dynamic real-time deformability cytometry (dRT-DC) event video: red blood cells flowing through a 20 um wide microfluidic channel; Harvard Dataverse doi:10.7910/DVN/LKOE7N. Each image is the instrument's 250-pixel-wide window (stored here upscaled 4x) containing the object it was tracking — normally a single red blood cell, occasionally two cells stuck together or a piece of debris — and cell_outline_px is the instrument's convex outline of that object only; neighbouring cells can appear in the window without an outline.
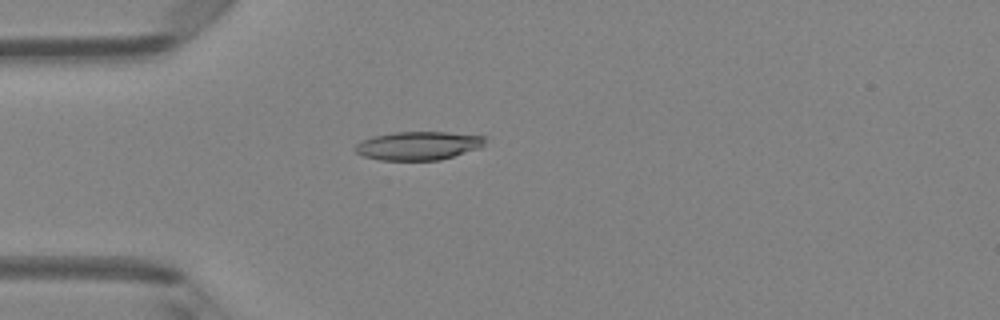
{"species": "Egyptian fruit bat (a non-hibernating species)", "species_latin": "Rousettus aegyptiacus", "temperature_condition": "room temperature", "stored_images_in_passage": 49, "camera_frame_rate_fps": 3000, "um_per_image_px": 0.085, "animal": {"sex": "female"}, "frame": {"image": 1, "passage_image": 14, "time_ms": 4.333, "image_size_px": [1000, 320], "cell_outline_px": [[484, 144], [480, 148], [440, 160], [380, 160], [364, 156], [356, 152], [352, 148], [360, 140], [372, 136], [392, 132], [448, 132], [484, 136]], "centroid_in_image_um": [35.51, 12.38], "position_along_channel_um": 49.5, "area_um2": 21.68}}
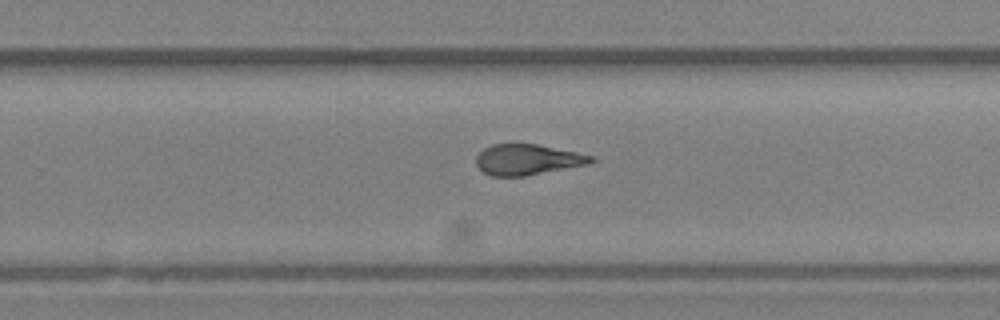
{"frame": {"image": 2, "passage_image": 32, "time_ms": 10.333, "image_size_px": [1000, 320], "cell_outline_px": [[596, 160], [588, 164], [524, 176], [492, 176], [484, 172], [476, 164], [476, 156], [484, 148], [492, 144], [516, 140], [576, 152], [592, 156]], "centroid_in_image_um": [44.79, 13.52], "position_along_channel_um": 285.0, "area_um2": 20.92}}
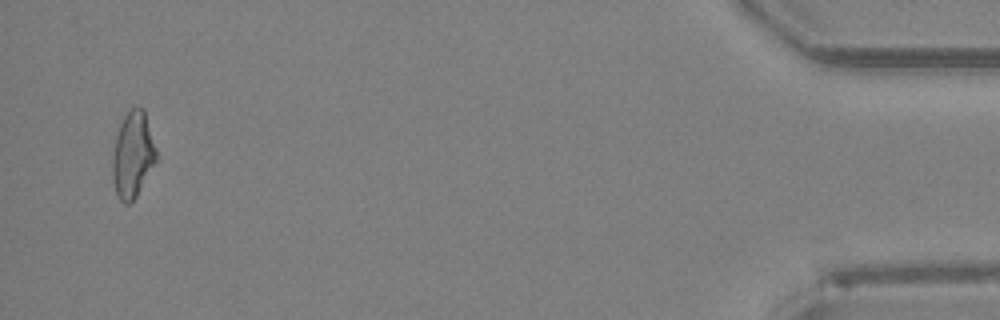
{"frame": {"image": 3, "passage_image": 48, "time_ms": 15.667, "image_size_px": [1000, 320], "cell_outline_px": [[156, 160], [136, 196], [128, 204], [124, 204], [120, 200], [116, 192], [112, 180], [112, 156], [116, 136], [120, 124], [128, 108], [140, 104], [144, 108], [156, 148]], "centroid_in_image_um": [11.27, 13.09], "position_along_channel_um": 423.9, "area_um2": 22.02}, "authors_computed_cell_mechanics": {"area_um2": 21.675, "velocity_mm_per_s": 4.1407, "shape_relaxation_time_tau1_ms": 8.9514, "shape_relaxation_time_tau2_ms": 2.7461, "deformation_change_tau1": 0.224, "deformation_change_tau2": 0.1124}}